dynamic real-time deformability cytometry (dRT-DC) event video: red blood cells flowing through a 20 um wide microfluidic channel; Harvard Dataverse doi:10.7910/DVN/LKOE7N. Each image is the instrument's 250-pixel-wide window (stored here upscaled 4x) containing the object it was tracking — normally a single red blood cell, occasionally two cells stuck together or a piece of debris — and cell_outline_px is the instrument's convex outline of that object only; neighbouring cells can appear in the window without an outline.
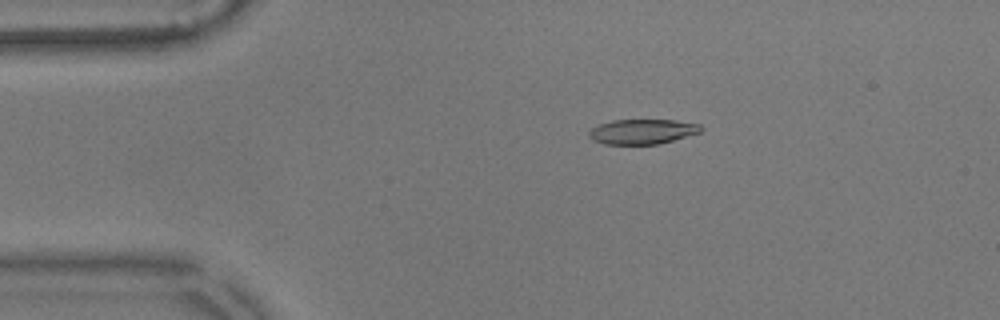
{"species": "common noctule bat (a hibernating species)", "species_latin": "Nyctalus noctula", "temperature_condition": "warm", "stored_images_in_passage": 55, "camera_frame_rate_fps": 3000, "um_per_image_px": 0.085, "animal": {"sex": "male", "body_mass_g": 17.9}, "frame": {"image": 1, "passage_image": 10, "time_ms": 3.0, "image_size_px": [1000, 320], "cell_outline_px": [[704, 128], [700, 132], [660, 144], [604, 144], [592, 140], [588, 136], [588, 132], [592, 128], [600, 124], [612, 120], [676, 120], [700, 124]], "centroid_in_image_um": [54.6, 11.18], "position_along_channel_um": 30.4, "area_um2": 16.3}}
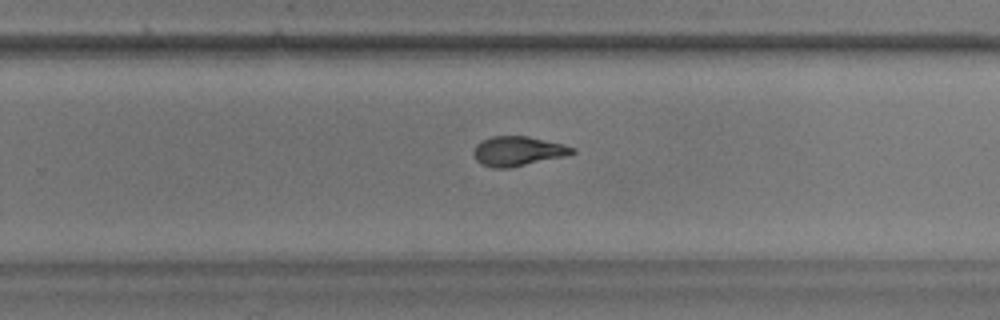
{"frame": {"image": 2, "passage_image": 35, "time_ms": 11.333, "image_size_px": [1000, 320], "cell_outline_px": [[576, 152], [564, 156], [512, 168], [492, 168], [480, 164], [476, 160], [472, 152], [476, 144], [480, 140], [492, 136], [528, 136], [564, 144], [576, 148]], "centroid_in_image_um": [43.99, 12.85], "position_along_channel_um": 285.8, "area_um2": 17.28}}
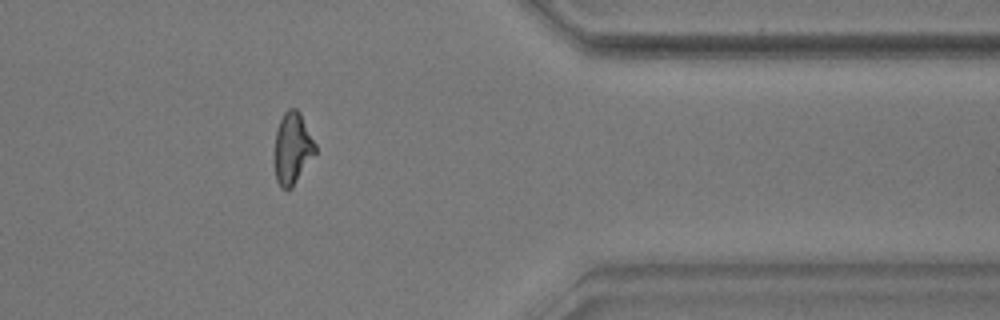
{"frame": {"image": 3, "passage_image": 45, "time_ms": 14.667, "image_size_px": [1000, 320], "cell_outline_px": [[316, 152], [292, 188], [280, 188], [276, 180], [272, 160], [276, 132], [280, 120], [284, 112], [288, 108], [296, 108], [300, 112], [316, 144]], "centroid_in_image_um": [24.82, 12.62], "position_along_channel_um": 386.6, "area_um2": 17.4}, "authors_computed_cell_mechanics": {"area_um2": 16.9932, "velocity_mm_per_s": 3.5917, "shape_relaxation_time_tau1_ms": 9.8037, "shape_relaxation_time_tau2_ms": 1.3281, "deformation_change_tau1": 0.2534, "deformation_change_tau2": 0.0741}}